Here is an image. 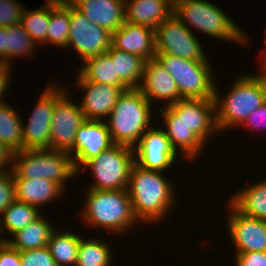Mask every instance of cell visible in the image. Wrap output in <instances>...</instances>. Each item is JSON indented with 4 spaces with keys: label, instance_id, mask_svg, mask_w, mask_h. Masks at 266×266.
<instances>
[{
    "label": "cell",
    "instance_id": "cell-1",
    "mask_svg": "<svg viewBox=\"0 0 266 266\" xmlns=\"http://www.w3.org/2000/svg\"><path fill=\"white\" fill-rule=\"evenodd\" d=\"M162 173L141 168L135 163L132 165L127 190L140 223L154 224L163 220L177 202L175 186Z\"/></svg>",
    "mask_w": 266,
    "mask_h": 266
},
{
    "label": "cell",
    "instance_id": "cell-2",
    "mask_svg": "<svg viewBox=\"0 0 266 266\" xmlns=\"http://www.w3.org/2000/svg\"><path fill=\"white\" fill-rule=\"evenodd\" d=\"M86 196L80 216L87 225L120 236L133 229L135 223L139 224L127 189L87 190Z\"/></svg>",
    "mask_w": 266,
    "mask_h": 266
},
{
    "label": "cell",
    "instance_id": "cell-3",
    "mask_svg": "<svg viewBox=\"0 0 266 266\" xmlns=\"http://www.w3.org/2000/svg\"><path fill=\"white\" fill-rule=\"evenodd\" d=\"M151 104L137 88H129L119 95L108 122L106 120L114 144L130 148L137 145L152 127Z\"/></svg>",
    "mask_w": 266,
    "mask_h": 266
},
{
    "label": "cell",
    "instance_id": "cell-4",
    "mask_svg": "<svg viewBox=\"0 0 266 266\" xmlns=\"http://www.w3.org/2000/svg\"><path fill=\"white\" fill-rule=\"evenodd\" d=\"M216 87V123L221 133L242 125L252 112L266 102V89L258 73L239 75L223 99Z\"/></svg>",
    "mask_w": 266,
    "mask_h": 266
},
{
    "label": "cell",
    "instance_id": "cell-5",
    "mask_svg": "<svg viewBox=\"0 0 266 266\" xmlns=\"http://www.w3.org/2000/svg\"><path fill=\"white\" fill-rule=\"evenodd\" d=\"M173 13L189 30L193 26L194 30L212 38L238 42L245 46L249 43L242 28L224 10L206 0H179L173 5Z\"/></svg>",
    "mask_w": 266,
    "mask_h": 266
},
{
    "label": "cell",
    "instance_id": "cell-6",
    "mask_svg": "<svg viewBox=\"0 0 266 266\" xmlns=\"http://www.w3.org/2000/svg\"><path fill=\"white\" fill-rule=\"evenodd\" d=\"M11 172L14 178H44L64 190L66 180L77 176L71 155L52 149H23L13 153Z\"/></svg>",
    "mask_w": 266,
    "mask_h": 266
},
{
    "label": "cell",
    "instance_id": "cell-7",
    "mask_svg": "<svg viewBox=\"0 0 266 266\" xmlns=\"http://www.w3.org/2000/svg\"><path fill=\"white\" fill-rule=\"evenodd\" d=\"M174 78L182 98L214 99L215 85L210 61H194L172 54L155 57Z\"/></svg>",
    "mask_w": 266,
    "mask_h": 266
},
{
    "label": "cell",
    "instance_id": "cell-8",
    "mask_svg": "<svg viewBox=\"0 0 266 266\" xmlns=\"http://www.w3.org/2000/svg\"><path fill=\"white\" fill-rule=\"evenodd\" d=\"M134 163L133 148L114 144L109 149L104 150L99 156L87 161L77 174L81 170L85 172L87 171L86 169H90L94 183L88 187V190L110 191L127 189L130 171Z\"/></svg>",
    "mask_w": 266,
    "mask_h": 266
},
{
    "label": "cell",
    "instance_id": "cell-9",
    "mask_svg": "<svg viewBox=\"0 0 266 266\" xmlns=\"http://www.w3.org/2000/svg\"><path fill=\"white\" fill-rule=\"evenodd\" d=\"M165 124H183L206 146L212 135L219 133L215 99L181 98L159 110Z\"/></svg>",
    "mask_w": 266,
    "mask_h": 266
},
{
    "label": "cell",
    "instance_id": "cell-10",
    "mask_svg": "<svg viewBox=\"0 0 266 266\" xmlns=\"http://www.w3.org/2000/svg\"><path fill=\"white\" fill-rule=\"evenodd\" d=\"M172 13L155 30L156 54H172L194 61H208L198 38Z\"/></svg>",
    "mask_w": 266,
    "mask_h": 266
},
{
    "label": "cell",
    "instance_id": "cell-11",
    "mask_svg": "<svg viewBox=\"0 0 266 266\" xmlns=\"http://www.w3.org/2000/svg\"><path fill=\"white\" fill-rule=\"evenodd\" d=\"M59 84H48L38 97L27 124L22 122L23 149H50L51 125L56 100L64 93Z\"/></svg>",
    "mask_w": 266,
    "mask_h": 266
},
{
    "label": "cell",
    "instance_id": "cell-12",
    "mask_svg": "<svg viewBox=\"0 0 266 266\" xmlns=\"http://www.w3.org/2000/svg\"><path fill=\"white\" fill-rule=\"evenodd\" d=\"M112 34L91 22L70 2V32L67 49L76 50L81 60L105 54L111 47Z\"/></svg>",
    "mask_w": 266,
    "mask_h": 266
},
{
    "label": "cell",
    "instance_id": "cell-13",
    "mask_svg": "<svg viewBox=\"0 0 266 266\" xmlns=\"http://www.w3.org/2000/svg\"><path fill=\"white\" fill-rule=\"evenodd\" d=\"M68 95V91L64 92L54 105L50 149L69 153L74 148L77 130L86 119L79 104L69 100Z\"/></svg>",
    "mask_w": 266,
    "mask_h": 266
},
{
    "label": "cell",
    "instance_id": "cell-14",
    "mask_svg": "<svg viewBox=\"0 0 266 266\" xmlns=\"http://www.w3.org/2000/svg\"><path fill=\"white\" fill-rule=\"evenodd\" d=\"M133 149L135 164L147 170L167 171L178 155L161 127L149 128Z\"/></svg>",
    "mask_w": 266,
    "mask_h": 266
},
{
    "label": "cell",
    "instance_id": "cell-15",
    "mask_svg": "<svg viewBox=\"0 0 266 266\" xmlns=\"http://www.w3.org/2000/svg\"><path fill=\"white\" fill-rule=\"evenodd\" d=\"M227 228L237 252L266 251V220L250 217L228 203Z\"/></svg>",
    "mask_w": 266,
    "mask_h": 266
},
{
    "label": "cell",
    "instance_id": "cell-16",
    "mask_svg": "<svg viewBox=\"0 0 266 266\" xmlns=\"http://www.w3.org/2000/svg\"><path fill=\"white\" fill-rule=\"evenodd\" d=\"M113 145L106 121L86 119L79 126L74 148L69 152L75 170L78 172L87 161Z\"/></svg>",
    "mask_w": 266,
    "mask_h": 266
},
{
    "label": "cell",
    "instance_id": "cell-17",
    "mask_svg": "<svg viewBox=\"0 0 266 266\" xmlns=\"http://www.w3.org/2000/svg\"><path fill=\"white\" fill-rule=\"evenodd\" d=\"M76 79L77 88L85 92L79 103L85 119L106 121L123 90L118 86L87 81L79 73Z\"/></svg>",
    "mask_w": 266,
    "mask_h": 266
},
{
    "label": "cell",
    "instance_id": "cell-18",
    "mask_svg": "<svg viewBox=\"0 0 266 266\" xmlns=\"http://www.w3.org/2000/svg\"><path fill=\"white\" fill-rule=\"evenodd\" d=\"M137 89L150 102L166 101V106L172 105L182 98L174 78L156 58L145 61L141 82Z\"/></svg>",
    "mask_w": 266,
    "mask_h": 266
},
{
    "label": "cell",
    "instance_id": "cell-19",
    "mask_svg": "<svg viewBox=\"0 0 266 266\" xmlns=\"http://www.w3.org/2000/svg\"><path fill=\"white\" fill-rule=\"evenodd\" d=\"M111 45L116 49L140 56L145 61L156 57L155 30L150 27L125 21L112 33Z\"/></svg>",
    "mask_w": 266,
    "mask_h": 266
},
{
    "label": "cell",
    "instance_id": "cell-20",
    "mask_svg": "<svg viewBox=\"0 0 266 266\" xmlns=\"http://www.w3.org/2000/svg\"><path fill=\"white\" fill-rule=\"evenodd\" d=\"M91 22L111 34L125 22V0H69Z\"/></svg>",
    "mask_w": 266,
    "mask_h": 266
},
{
    "label": "cell",
    "instance_id": "cell-21",
    "mask_svg": "<svg viewBox=\"0 0 266 266\" xmlns=\"http://www.w3.org/2000/svg\"><path fill=\"white\" fill-rule=\"evenodd\" d=\"M173 13L168 0H125V21L156 30Z\"/></svg>",
    "mask_w": 266,
    "mask_h": 266
},
{
    "label": "cell",
    "instance_id": "cell-22",
    "mask_svg": "<svg viewBox=\"0 0 266 266\" xmlns=\"http://www.w3.org/2000/svg\"><path fill=\"white\" fill-rule=\"evenodd\" d=\"M15 200L40 209L45 203L62 196L65 190L56 182L44 178H14Z\"/></svg>",
    "mask_w": 266,
    "mask_h": 266
},
{
    "label": "cell",
    "instance_id": "cell-23",
    "mask_svg": "<svg viewBox=\"0 0 266 266\" xmlns=\"http://www.w3.org/2000/svg\"><path fill=\"white\" fill-rule=\"evenodd\" d=\"M57 229L47 218L41 214L35 221L28 224L22 230L15 232L12 239H7V243L18 251L39 249L46 247L51 233Z\"/></svg>",
    "mask_w": 266,
    "mask_h": 266
},
{
    "label": "cell",
    "instance_id": "cell-24",
    "mask_svg": "<svg viewBox=\"0 0 266 266\" xmlns=\"http://www.w3.org/2000/svg\"><path fill=\"white\" fill-rule=\"evenodd\" d=\"M230 197L228 202L242 214L266 220V179L245 186Z\"/></svg>",
    "mask_w": 266,
    "mask_h": 266
},
{
    "label": "cell",
    "instance_id": "cell-25",
    "mask_svg": "<svg viewBox=\"0 0 266 266\" xmlns=\"http://www.w3.org/2000/svg\"><path fill=\"white\" fill-rule=\"evenodd\" d=\"M79 69V74L87 81L118 86L123 91L129 89L116 74L115 60L106 53L86 59Z\"/></svg>",
    "mask_w": 266,
    "mask_h": 266
},
{
    "label": "cell",
    "instance_id": "cell-26",
    "mask_svg": "<svg viewBox=\"0 0 266 266\" xmlns=\"http://www.w3.org/2000/svg\"><path fill=\"white\" fill-rule=\"evenodd\" d=\"M57 230L51 233L47 244L50 254L57 266H75L82 236L68 230L60 232V228Z\"/></svg>",
    "mask_w": 266,
    "mask_h": 266
},
{
    "label": "cell",
    "instance_id": "cell-27",
    "mask_svg": "<svg viewBox=\"0 0 266 266\" xmlns=\"http://www.w3.org/2000/svg\"><path fill=\"white\" fill-rule=\"evenodd\" d=\"M70 32V1L50 0V21L46 42L67 48Z\"/></svg>",
    "mask_w": 266,
    "mask_h": 266
},
{
    "label": "cell",
    "instance_id": "cell-28",
    "mask_svg": "<svg viewBox=\"0 0 266 266\" xmlns=\"http://www.w3.org/2000/svg\"><path fill=\"white\" fill-rule=\"evenodd\" d=\"M106 54L115 60L116 74L128 88H138L141 82L145 60L112 45Z\"/></svg>",
    "mask_w": 266,
    "mask_h": 266
},
{
    "label": "cell",
    "instance_id": "cell-29",
    "mask_svg": "<svg viewBox=\"0 0 266 266\" xmlns=\"http://www.w3.org/2000/svg\"><path fill=\"white\" fill-rule=\"evenodd\" d=\"M10 104H0V142L13 153L23 150L22 119Z\"/></svg>",
    "mask_w": 266,
    "mask_h": 266
},
{
    "label": "cell",
    "instance_id": "cell-30",
    "mask_svg": "<svg viewBox=\"0 0 266 266\" xmlns=\"http://www.w3.org/2000/svg\"><path fill=\"white\" fill-rule=\"evenodd\" d=\"M167 129H163L169 139L172 148L178 153L180 148L186 160H195L204 150L205 144L183 124H165ZM178 146V147H177Z\"/></svg>",
    "mask_w": 266,
    "mask_h": 266
},
{
    "label": "cell",
    "instance_id": "cell-31",
    "mask_svg": "<svg viewBox=\"0 0 266 266\" xmlns=\"http://www.w3.org/2000/svg\"><path fill=\"white\" fill-rule=\"evenodd\" d=\"M41 214L37 207L14 200L0 217V231L2 234L6 231L13 235L35 221ZM4 228L6 230H3Z\"/></svg>",
    "mask_w": 266,
    "mask_h": 266
},
{
    "label": "cell",
    "instance_id": "cell-32",
    "mask_svg": "<svg viewBox=\"0 0 266 266\" xmlns=\"http://www.w3.org/2000/svg\"><path fill=\"white\" fill-rule=\"evenodd\" d=\"M106 241L96 238L81 237L75 266H111L112 251Z\"/></svg>",
    "mask_w": 266,
    "mask_h": 266
},
{
    "label": "cell",
    "instance_id": "cell-33",
    "mask_svg": "<svg viewBox=\"0 0 266 266\" xmlns=\"http://www.w3.org/2000/svg\"><path fill=\"white\" fill-rule=\"evenodd\" d=\"M50 21V0H46L45 5L36 10L24 9L21 25L37 46H42L47 40V30Z\"/></svg>",
    "mask_w": 266,
    "mask_h": 266
},
{
    "label": "cell",
    "instance_id": "cell-34",
    "mask_svg": "<svg viewBox=\"0 0 266 266\" xmlns=\"http://www.w3.org/2000/svg\"><path fill=\"white\" fill-rule=\"evenodd\" d=\"M36 45L21 24L6 27V66L12 67L14 58L29 56Z\"/></svg>",
    "mask_w": 266,
    "mask_h": 266
},
{
    "label": "cell",
    "instance_id": "cell-35",
    "mask_svg": "<svg viewBox=\"0 0 266 266\" xmlns=\"http://www.w3.org/2000/svg\"><path fill=\"white\" fill-rule=\"evenodd\" d=\"M22 266H57L48 247L20 251Z\"/></svg>",
    "mask_w": 266,
    "mask_h": 266
},
{
    "label": "cell",
    "instance_id": "cell-36",
    "mask_svg": "<svg viewBox=\"0 0 266 266\" xmlns=\"http://www.w3.org/2000/svg\"><path fill=\"white\" fill-rule=\"evenodd\" d=\"M24 9L25 7L15 0H0V26L20 24Z\"/></svg>",
    "mask_w": 266,
    "mask_h": 266
},
{
    "label": "cell",
    "instance_id": "cell-37",
    "mask_svg": "<svg viewBox=\"0 0 266 266\" xmlns=\"http://www.w3.org/2000/svg\"><path fill=\"white\" fill-rule=\"evenodd\" d=\"M15 200V183L11 169L0 177V217Z\"/></svg>",
    "mask_w": 266,
    "mask_h": 266
},
{
    "label": "cell",
    "instance_id": "cell-38",
    "mask_svg": "<svg viewBox=\"0 0 266 266\" xmlns=\"http://www.w3.org/2000/svg\"><path fill=\"white\" fill-rule=\"evenodd\" d=\"M236 266H266V251L235 253Z\"/></svg>",
    "mask_w": 266,
    "mask_h": 266
},
{
    "label": "cell",
    "instance_id": "cell-39",
    "mask_svg": "<svg viewBox=\"0 0 266 266\" xmlns=\"http://www.w3.org/2000/svg\"><path fill=\"white\" fill-rule=\"evenodd\" d=\"M242 126L245 127V129L248 128L250 130L253 128L254 131H258L260 129L266 130V102L262 106L258 107L254 112H252L247 117Z\"/></svg>",
    "mask_w": 266,
    "mask_h": 266
},
{
    "label": "cell",
    "instance_id": "cell-40",
    "mask_svg": "<svg viewBox=\"0 0 266 266\" xmlns=\"http://www.w3.org/2000/svg\"><path fill=\"white\" fill-rule=\"evenodd\" d=\"M0 266H22L20 251L13 249L5 242L0 246Z\"/></svg>",
    "mask_w": 266,
    "mask_h": 266
},
{
    "label": "cell",
    "instance_id": "cell-41",
    "mask_svg": "<svg viewBox=\"0 0 266 266\" xmlns=\"http://www.w3.org/2000/svg\"><path fill=\"white\" fill-rule=\"evenodd\" d=\"M11 67H8L4 64H0V104H4L6 101L3 98L6 93V90L8 88L9 79H10V69ZM4 99V100H3Z\"/></svg>",
    "mask_w": 266,
    "mask_h": 266
},
{
    "label": "cell",
    "instance_id": "cell-42",
    "mask_svg": "<svg viewBox=\"0 0 266 266\" xmlns=\"http://www.w3.org/2000/svg\"><path fill=\"white\" fill-rule=\"evenodd\" d=\"M0 64L6 65V27L0 26Z\"/></svg>",
    "mask_w": 266,
    "mask_h": 266
},
{
    "label": "cell",
    "instance_id": "cell-43",
    "mask_svg": "<svg viewBox=\"0 0 266 266\" xmlns=\"http://www.w3.org/2000/svg\"><path fill=\"white\" fill-rule=\"evenodd\" d=\"M13 161V152L0 142V164H11Z\"/></svg>",
    "mask_w": 266,
    "mask_h": 266
},
{
    "label": "cell",
    "instance_id": "cell-44",
    "mask_svg": "<svg viewBox=\"0 0 266 266\" xmlns=\"http://www.w3.org/2000/svg\"><path fill=\"white\" fill-rule=\"evenodd\" d=\"M8 167V168H7ZM7 168V169H5ZM12 168V165L10 164H0V177L4 175L8 170Z\"/></svg>",
    "mask_w": 266,
    "mask_h": 266
},
{
    "label": "cell",
    "instance_id": "cell-45",
    "mask_svg": "<svg viewBox=\"0 0 266 266\" xmlns=\"http://www.w3.org/2000/svg\"><path fill=\"white\" fill-rule=\"evenodd\" d=\"M263 70L259 71V75L261 76V79L264 83L265 89H266V67L262 68Z\"/></svg>",
    "mask_w": 266,
    "mask_h": 266
},
{
    "label": "cell",
    "instance_id": "cell-46",
    "mask_svg": "<svg viewBox=\"0 0 266 266\" xmlns=\"http://www.w3.org/2000/svg\"><path fill=\"white\" fill-rule=\"evenodd\" d=\"M8 238H5L2 236V233L0 231V245H3L6 241H7Z\"/></svg>",
    "mask_w": 266,
    "mask_h": 266
},
{
    "label": "cell",
    "instance_id": "cell-47",
    "mask_svg": "<svg viewBox=\"0 0 266 266\" xmlns=\"http://www.w3.org/2000/svg\"><path fill=\"white\" fill-rule=\"evenodd\" d=\"M265 42H266V38H265ZM266 44V43H265ZM266 47V46H265ZM265 50H266V48H265ZM263 55H265L264 56V58H263V60H264V62H263V67L261 66V68H264V67H266V51H264V54Z\"/></svg>",
    "mask_w": 266,
    "mask_h": 266
},
{
    "label": "cell",
    "instance_id": "cell-48",
    "mask_svg": "<svg viewBox=\"0 0 266 266\" xmlns=\"http://www.w3.org/2000/svg\"><path fill=\"white\" fill-rule=\"evenodd\" d=\"M168 1L174 5V4L177 3L179 0H168Z\"/></svg>",
    "mask_w": 266,
    "mask_h": 266
}]
</instances>
